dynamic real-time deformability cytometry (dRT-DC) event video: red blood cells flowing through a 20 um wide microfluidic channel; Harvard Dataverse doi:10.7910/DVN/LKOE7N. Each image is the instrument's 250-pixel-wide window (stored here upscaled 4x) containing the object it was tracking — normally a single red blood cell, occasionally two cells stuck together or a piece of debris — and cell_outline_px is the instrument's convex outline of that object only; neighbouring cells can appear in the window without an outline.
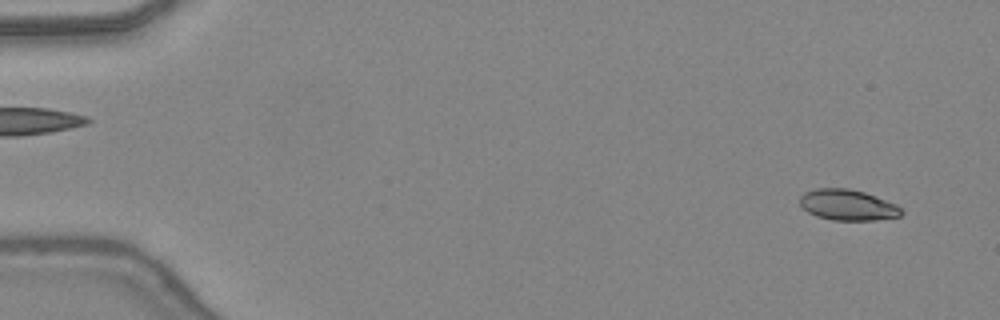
{"species": "common noctule bat (a hibernating species)", "species_latin": "Nyctalus noctula", "temperature_condition": "warm", "stored_images_in_passage": 47, "camera_frame_rate_fps": 3000, "um_per_image_px": 0.085, "animal": {"sex": "female", "body_mass_g": 24.6, "forearm_length_mm": 56.2}, "frame": {"image": 1, "passage_image": 3, "time_ms": 0.667, "image_size_px": [1000, 320], "cell_outline_px": [[904, 212], [900, 216], [872, 220], [832, 220], [816, 216], [808, 212], [800, 204], [800, 196], [804, 192], [816, 188], [848, 188], [864, 192], [896, 204]], "centroid_in_image_um": [72.03, 17.42], "position_along_channel_um": 13.0, "area_um2": 18.15}}
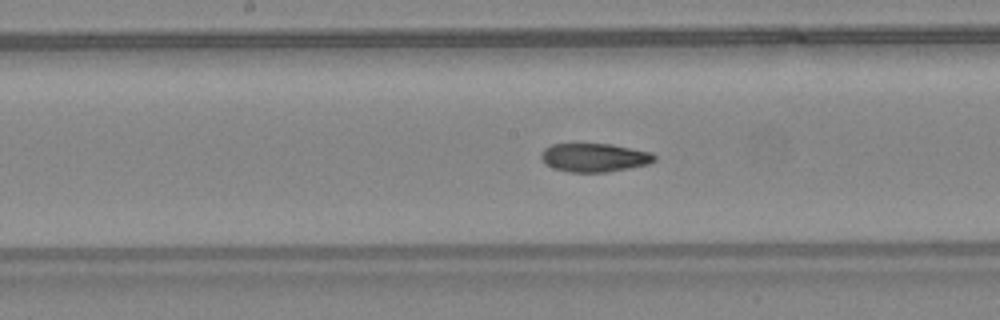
{"frame": {"image": 2, "passage_image": 25, "time_ms": 8.0, "image_size_px": [1000, 320], "cell_outline_px": [[656, 160], [648, 164], [608, 172], [568, 172], [544, 164], [540, 156], [540, 152], [544, 148], [552, 144], [612, 144], [652, 152], [656, 156]], "centroid_in_image_um": [50.52, 13.39], "position_along_channel_um": 197.7, "area_um2": 18.96}}
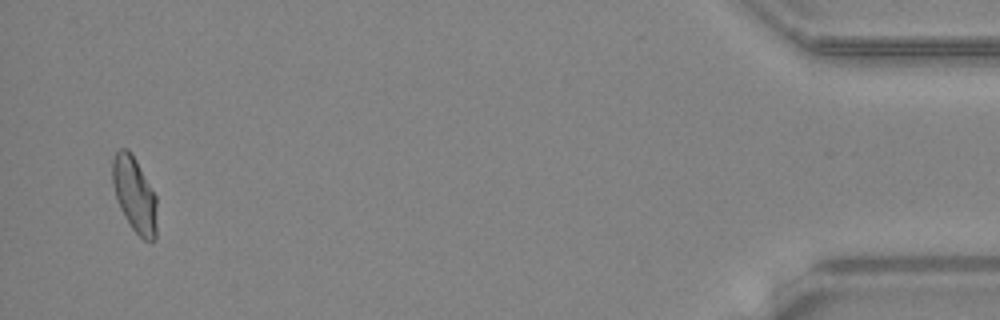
{"frame": {"image": 3, "passage_image": 46, "time_ms": 15.0, "image_size_px": [1000, 320], "cell_outline_px": [[156, 240], [152, 244], [144, 240], [132, 228], [124, 216], [120, 208], [112, 184], [112, 160], [116, 152], [120, 148], [128, 148], [132, 152], [156, 196]], "centroid_in_image_um": [11.44, 16.54], "position_along_channel_um": 423.8, "area_um2": 19.65}, "authors_computed_cell_mechanics": {"area_um2": 19.1896, "velocity_mm_per_s": 4.4066, "shape_relaxation_time_tau1_ms": 5.875, "shape_relaxation_time_tau2_ms": 2.97, "deformation_change_tau1": 0.1943, "deformation_change_tau2": 0.0957}}